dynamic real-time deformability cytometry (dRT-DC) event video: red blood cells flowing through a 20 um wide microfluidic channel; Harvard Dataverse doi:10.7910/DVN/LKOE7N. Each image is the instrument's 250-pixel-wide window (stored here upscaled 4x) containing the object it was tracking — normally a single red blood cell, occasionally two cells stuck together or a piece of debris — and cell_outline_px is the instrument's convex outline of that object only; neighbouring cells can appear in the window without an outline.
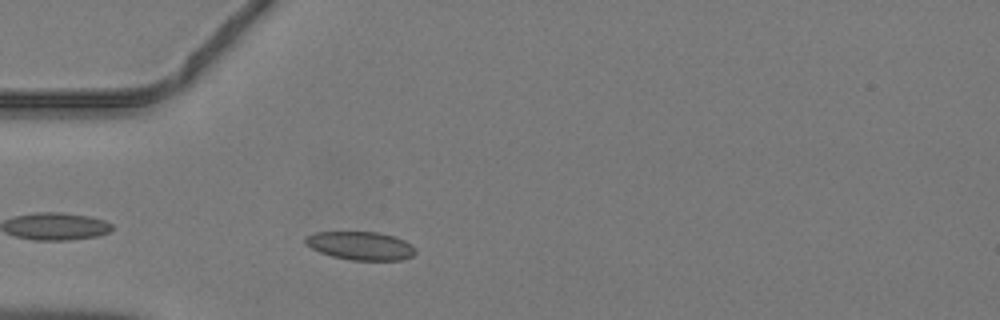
{"species": "common noctule bat (a hibernating species)", "species_latin": "Nyctalus noctula", "temperature_condition": "warm", "stored_images_in_passage": 33, "camera_frame_rate_fps": 3000, "um_per_image_px": 0.085, "animal": {"sex": "male", "body_mass_g": 19.2, "forearm_length_mm": 51.8}, "frame": {"image": 1, "passage_image": 1, "time_ms": 0.0, "image_size_px": [1000, 320], "cell_outline_px": [[416, 252], [412, 256], [400, 260], [352, 260], [332, 256], [320, 252], [312, 248], [304, 240], [304, 236], [316, 232], [380, 232], [396, 236], [412, 244], [416, 248]], "centroid_in_image_um": [30.69, 20.88], "position_along_channel_um": 54.3, "area_um2": 18.26}}
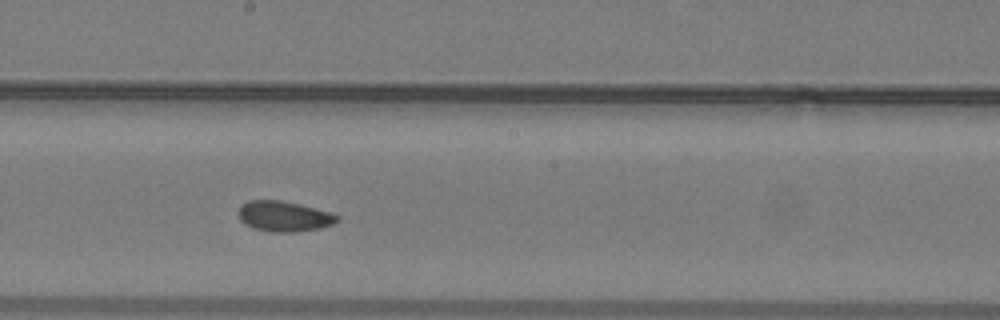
{"frame": {"image": 2, "passage_image": 13, "time_ms": 4.0, "image_size_px": [1000, 320], "cell_outline_px": [[340, 216], [332, 224], [320, 228], [296, 232], [272, 232], [252, 228], [244, 224], [240, 220], [240, 204], [248, 200], [280, 200], [300, 204], [332, 212]], "centroid_in_image_um": [24.13, 18.38], "position_along_channel_um": 224.1, "area_um2": 17.57}}
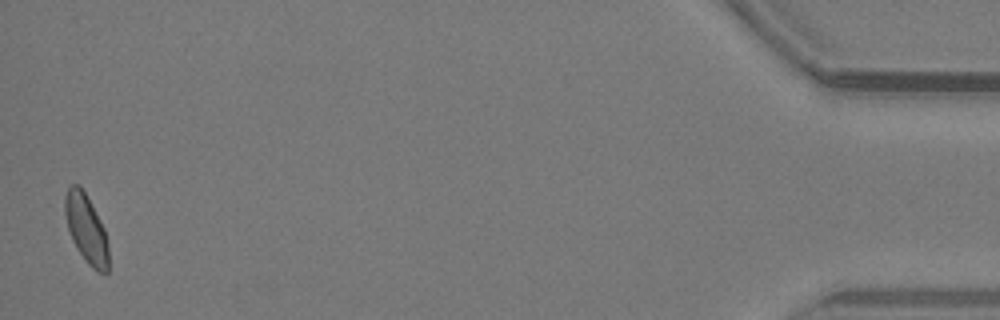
{"frame": {"image": 3, "passage_image": 33, "time_ms": 10.667, "image_size_px": [1000, 320], "cell_outline_px": [[108, 272], [96, 272], [84, 260], [76, 248], [72, 240], [68, 228], [64, 212], [64, 196], [68, 184], [80, 184], [100, 220], [104, 228], [108, 244]], "centroid_in_image_um": [7.31, 19.43], "position_along_channel_um": 427.9, "area_um2": 17.57}}